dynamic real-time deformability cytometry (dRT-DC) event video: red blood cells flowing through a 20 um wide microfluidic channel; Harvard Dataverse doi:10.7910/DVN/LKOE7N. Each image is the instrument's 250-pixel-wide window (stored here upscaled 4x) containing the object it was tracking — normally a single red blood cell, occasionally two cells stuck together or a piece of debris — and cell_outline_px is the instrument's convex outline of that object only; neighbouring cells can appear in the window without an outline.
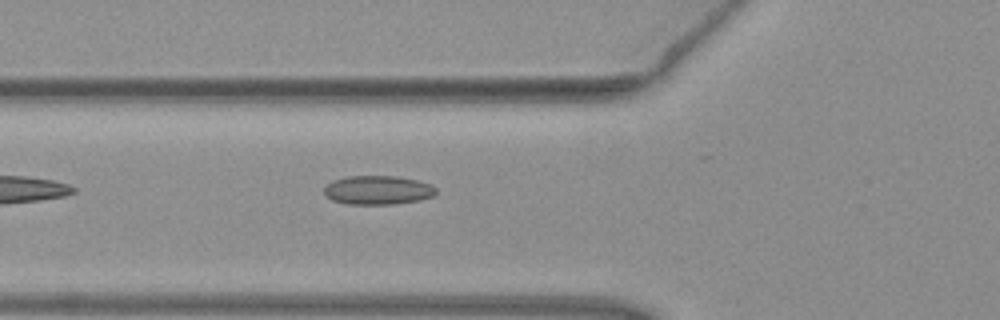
{"species": "common noctule bat (a hibernating species)", "species_latin": "Nyctalus noctula", "temperature_condition": "warm", "stored_images_in_passage": 6, "camera_frame_rate_fps": 3000, "um_per_image_px": 0.085, "animal": {"sex": "female", "body_mass_g": 19.3, "forearm_length_mm": 54.1}, "frame": {"image": 1, "passage_image": 6, "time_ms": 1.667, "image_size_px": [1000, 320], "cell_outline_px": [[436, 192], [432, 196], [420, 200], [396, 204], [348, 204], [332, 200], [324, 192], [324, 188], [332, 180], [348, 176], [396, 176], [416, 180], [428, 184], [436, 188]], "centroid_in_image_um": [32.1, 16.16], "position_along_channel_um": 93.7, "area_um2": 18.73}}